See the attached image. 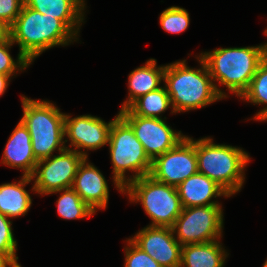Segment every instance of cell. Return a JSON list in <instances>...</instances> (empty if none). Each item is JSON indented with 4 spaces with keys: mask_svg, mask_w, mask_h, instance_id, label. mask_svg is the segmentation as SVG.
I'll return each instance as SVG.
<instances>
[{
    "mask_svg": "<svg viewBox=\"0 0 267 267\" xmlns=\"http://www.w3.org/2000/svg\"><path fill=\"white\" fill-rule=\"evenodd\" d=\"M219 240L183 245L180 267H224L228 252Z\"/></svg>",
    "mask_w": 267,
    "mask_h": 267,
    "instance_id": "cell-19",
    "label": "cell"
},
{
    "mask_svg": "<svg viewBox=\"0 0 267 267\" xmlns=\"http://www.w3.org/2000/svg\"><path fill=\"white\" fill-rule=\"evenodd\" d=\"M107 145L113 165L112 178L118 192L123 194V188L129 182L150 174L152 161L131 126L119 114L113 119ZM126 171L133 175L126 176Z\"/></svg>",
    "mask_w": 267,
    "mask_h": 267,
    "instance_id": "cell-6",
    "label": "cell"
},
{
    "mask_svg": "<svg viewBox=\"0 0 267 267\" xmlns=\"http://www.w3.org/2000/svg\"><path fill=\"white\" fill-rule=\"evenodd\" d=\"M262 267H267V259H266V261L264 262V264H263Z\"/></svg>",
    "mask_w": 267,
    "mask_h": 267,
    "instance_id": "cell-32",
    "label": "cell"
},
{
    "mask_svg": "<svg viewBox=\"0 0 267 267\" xmlns=\"http://www.w3.org/2000/svg\"><path fill=\"white\" fill-rule=\"evenodd\" d=\"M201 68H190L187 60L167 64L164 70L165 87L174 113L204 108L223 97L217 92L205 61L196 57Z\"/></svg>",
    "mask_w": 267,
    "mask_h": 267,
    "instance_id": "cell-3",
    "label": "cell"
},
{
    "mask_svg": "<svg viewBox=\"0 0 267 267\" xmlns=\"http://www.w3.org/2000/svg\"><path fill=\"white\" fill-rule=\"evenodd\" d=\"M132 128L151 161L174 148L186 135L173 130L164 119L134 115L128 108L118 113Z\"/></svg>",
    "mask_w": 267,
    "mask_h": 267,
    "instance_id": "cell-10",
    "label": "cell"
},
{
    "mask_svg": "<svg viewBox=\"0 0 267 267\" xmlns=\"http://www.w3.org/2000/svg\"><path fill=\"white\" fill-rule=\"evenodd\" d=\"M84 157L72 149L65 148L59 155L38 161L31 175L32 191L41 195L72 188L77 169Z\"/></svg>",
    "mask_w": 267,
    "mask_h": 267,
    "instance_id": "cell-9",
    "label": "cell"
},
{
    "mask_svg": "<svg viewBox=\"0 0 267 267\" xmlns=\"http://www.w3.org/2000/svg\"><path fill=\"white\" fill-rule=\"evenodd\" d=\"M10 218L0 213V253L5 255L16 267H21L17 262V240L12 231Z\"/></svg>",
    "mask_w": 267,
    "mask_h": 267,
    "instance_id": "cell-25",
    "label": "cell"
},
{
    "mask_svg": "<svg viewBox=\"0 0 267 267\" xmlns=\"http://www.w3.org/2000/svg\"><path fill=\"white\" fill-rule=\"evenodd\" d=\"M24 5V0H0V20L11 26Z\"/></svg>",
    "mask_w": 267,
    "mask_h": 267,
    "instance_id": "cell-28",
    "label": "cell"
},
{
    "mask_svg": "<svg viewBox=\"0 0 267 267\" xmlns=\"http://www.w3.org/2000/svg\"><path fill=\"white\" fill-rule=\"evenodd\" d=\"M54 193H61L56 201L57 212L65 220L84 219L96 213L80 198L73 188L62 189L50 194Z\"/></svg>",
    "mask_w": 267,
    "mask_h": 267,
    "instance_id": "cell-23",
    "label": "cell"
},
{
    "mask_svg": "<svg viewBox=\"0 0 267 267\" xmlns=\"http://www.w3.org/2000/svg\"><path fill=\"white\" fill-rule=\"evenodd\" d=\"M197 172L195 140L186 136L174 148L152 161L149 175L157 181L177 187Z\"/></svg>",
    "mask_w": 267,
    "mask_h": 267,
    "instance_id": "cell-11",
    "label": "cell"
},
{
    "mask_svg": "<svg viewBox=\"0 0 267 267\" xmlns=\"http://www.w3.org/2000/svg\"><path fill=\"white\" fill-rule=\"evenodd\" d=\"M267 120V116L265 118L262 119V121H266Z\"/></svg>",
    "mask_w": 267,
    "mask_h": 267,
    "instance_id": "cell-34",
    "label": "cell"
},
{
    "mask_svg": "<svg viewBox=\"0 0 267 267\" xmlns=\"http://www.w3.org/2000/svg\"><path fill=\"white\" fill-rule=\"evenodd\" d=\"M10 39L18 44L19 53L31 64L54 46H67L78 41L77 36L61 20L41 14L25 4L10 26Z\"/></svg>",
    "mask_w": 267,
    "mask_h": 267,
    "instance_id": "cell-2",
    "label": "cell"
},
{
    "mask_svg": "<svg viewBox=\"0 0 267 267\" xmlns=\"http://www.w3.org/2000/svg\"><path fill=\"white\" fill-rule=\"evenodd\" d=\"M24 4L41 14L61 20L76 36H79L85 18V0H24Z\"/></svg>",
    "mask_w": 267,
    "mask_h": 267,
    "instance_id": "cell-17",
    "label": "cell"
},
{
    "mask_svg": "<svg viewBox=\"0 0 267 267\" xmlns=\"http://www.w3.org/2000/svg\"><path fill=\"white\" fill-rule=\"evenodd\" d=\"M21 121L31 135L32 151L37 161L49 158L54 151L69 148L65 138V113L48 100L21 96Z\"/></svg>",
    "mask_w": 267,
    "mask_h": 267,
    "instance_id": "cell-5",
    "label": "cell"
},
{
    "mask_svg": "<svg viewBox=\"0 0 267 267\" xmlns=\"http://www.w3.org/2000/svg\"><path fill=\"white\" fill-rule=\"evenodd\" d=\"M87 159L84 158L80 163L72 188L96 212L107 207L109 188L100 170L92 163L87 162Z\"/></svg>",
    "mask_w": 267,
    "mask_h": 267,
    "instance_id": "cell-14",
    "label": "cell"
},
{
    "mask_svg": "<svg viewBox=\"0 0 267 267\" xmlns=\"http://www.w3.org/2000/svg\"><path fill=\"white\" fill-rule=\"evenodd\" d=\"M130 239L162 267H180L182 245L172 227L147 225Z\"/></svg>",
    "mask_w": 267,
    "mask_h": 267,
    "instance_id": "cell-13",
    "label": "cell"
},
{
    "mask_svg": "<svg viewBox=\"0 0 267 267\" xmlns=\"http://www.w3.org/2000/svg\"><path fill=\"white\" fill-rule=\"evenodd\" d=\"M129 201L141 202L152 223L148 226L172 227L183 206L175 186L167 185L145 175L132 180L123 188Z\"/></svg>",
    "mask_w": 267,
    "mask_h": 267,
    "instance_id": "cell-7",
    "label": "cell"
},
{
    "mask_svg": "<svg viewBox=\"0 0 267 267\" xmlns=\"http://www.w3.org/2000/svg\"><path fill=\"white\" fill-rule=\"evenodd\" d=\"M176 189L183 208L221 205L215 200L212 201V198L230 197L216 182L199 172L180 183Z\"/></svg>",
    "mask_w": 267,
    "mask_h": 267,
    "instance_id": "cell-16",
    "label": "cell"
},
{
    "mask_svg": "<svg viewBox=\"0 0 267 267\" xmlns=\"http://www.w3.org/2000/svg\"><path fill=\"white\" fill-rule=\"evenodd\" d=\"M165 66H157L156 59L150 58L145 65L133 70L128 77L129 96L121 110L127 109L139 97L160 88Z\"/></svg>",
    "mask_w": 267,
    "mask_h": 267,
    "instance_id": "cell-18",
    "label": "cell"
},
{
    "mask_svg": "<svg viewBox=\"0 0 267 267\" xmlns=\"http://www.w3.org/2000/svg\"><path fill=\"white\" fill-rule=\"evenodd\" d=\"M240 98L254 105H265L252 119L262 121L267 116V57L259 65L248 89Z\"/></svg>",
    "mask_w": 267,
    "mask_h": 267,
    "instance_id": "cell-22",
    "label": "cell"
},
{
    "mask_svg": "<svg viewBox=\"0 0 267 267\" xmlns=\"http://www.w3.org/2000/svg\"><path fill=\"white\" fill-rule=\"evenodd\" d=\"M10 38V26L0 20V44Z\"/></svg>",
    "mask_w": 267,
    "mask_h": 267,
    "instance_id": "cell-29",
    "label": "cell"
},
{
    "mask_svg": "<svg viewBox=\"0 0 267 267\" xmlns=\"http://www.w3.org/2000/svg\"><path fill=\"white\" fill-rule=\"evenodd\" d=\"M206 63L217 92L228 97L216 81L229 92L241 97L248 89L259 65L267 57V43L233 48H217L199 55Z\"/></svg>",
    "mask_w": 267,
    "mask_h": 267,
    "instance_id": "cell-1",
    "label": "cell"
},
{
    "mask_svg": "<svg viewBox=\"0 0 267 267\" xmlns=\"http://www.w3.org/2000/svg\"><path fill=\"white\" fill-rule=\"evenodd\" d=\"M11 76L4 75L0 73V96H2L5 92L7 87L9 86Z\"/></svg>",
    "mask_w": 267,
    "mask_h": 267,
    "instance_id": "cell-30",
    "label": "cell"
},
{
    "mask_svg": "<svg viewBox=\"0 0 267 267\" xmlns=\"http://www.w3.org/2000/svg\"><path fill=\"white\" fill-rule=\"evenodd\" d=\"M223 213L221 205L183 208L172 226L174 236L182 246L220 240Z\"/></svg>",
    "mask_w": 267,
    "mask_h": 267,
    "instance_id": "cell-8",
    "label": "cell"
},
{
    "mask_svg": "<svg viewBox=\"0 0 267 267\" xmlns=\"http://www.w3.org/2000/svg\"><path fill=\"white\" fill-rule=\"evenodd\" d=\"M159 23L166 32L180 34L188 29L190 16L186 9L179 6H171L161 12Z\"/></svg>",
    "mask_w": 267,
    "mask_h": 267,
    "instance_id": "cell-24",
    "label": "cell"
},
{
    "mask_svg": "<svg viewBox=\"0 0 267 267\" xmlns=\"http://www.w3.org/2000/svg\"><path fill=\"white\" fill-rule=\"evenodd\" d=\"M0 267H16L5 255L0 253Z\"/></svg>",
    "mask_w": 267,
    "mask_h": 267,
    "instance_id": "cell-31",
    "label": "cell"
},
{
    "mask_svg": "<svg viewBox=\"0 0 267 267\" xmlns=\"http://www.w3.org/2000/svg\"><path fill=\"white\" fill-rule=\"evenodd\" d=\"M2 164L23 170L24 176H31L36 160L31 143V135L20 120L11 133L2 155Z\"/></svg>",
    "mask_w": 267,
    "mask_h": 267,
    "instance_id": "cell-15",
    "label": "cell"
},
{
    "mask_svg": "<svg viewBox=\"0 0 267 267\" xmlns=\"http://www.w3.org/2000/svg\"><path fill=\"white\" fill-rule=\"evenodd\" d=\"M14 43L9 38L6 42L0 44V73L9 76H16L19 71H24L31 64L21 53H18L15 61L10 55L9 50Z\"/></svg>",
    "mask_w": 267,
    "mask_h": 267,
    "instance_id": "cell-26",
    "label": "cell"
},
{
    "mask_svg": "<svg viewBox=\"0 0 267 267\" xmlns=\"http://www.w3.org/2000/svg\"><path fill=\"white\" fill-rule=\"evenodd\" d=\"M124 267H162L149 254L139 248L130 238L126 240Z\"/></svg>",
    "mask_w": 267,
    "mask_h": 267,
    "instance_id": "cell-27",
    "label": "cell"
},
{
    "mask_svg": "<svg viewBox=\"0 0 267 267\" xmlns=\"http://www.w3.org/2000/svg\"><path fill=\"white\" fill-rule=\"evenodd\" d=\"M112 123L113 120L107 123L100 117L88 114L74 118L65 114V142L70 141L68 149L74 147L72 150L88 158L86 150L100 149L108 144Z\"/></svg>",
    "mask_w": 267,
    "mask_h": 267,
    "instance_id": "cell-12",
    "label": "cell"
},
{
    "mask_svg": "<svg viewBox=\"0 0 267 267\" xmlns=\"http://www.w3.org/2000/svg\"><path fill=\"white\" fill-rule=\"evenodd\" d=\"M198 172L216 182L230 196L243 187L250 157L242 148L216 144L212 138L195 140Z\"/></svg>",
    "mask_w": 267,
    "mask_h": 267,
    "instance_id": "cell-4",
    "label": "cell"
},
{
    "mask_svg": "<svg viewBox=\"0 0 267 267\" xmlns=\"http://www.w3.org/2000/svg\"><path fill=\"white\" fill-rule=\"evenodd\" d=\"M264 34L267 35V28L264 30Z\"/></svg>",
    "mask_w": 267,
    "mask_h": 267,
    "instance_id": "cell-33",
    "label": "cell"
},
{
    "mask_svg": "<svg viewBox=\"0 0 267 267\" xmlns=\"http://www.w3.org/2000/svg\"><path fill=\"white\" fill-rule=\"evenodd\" d=\"M169 107L173 114L174 112L172 110L170 96L164 85V87L161 86L160 88L139 97L128 107V109L137 116L161 119L162 113H165Z\"/></svg>",
    "mask_w": 267,
    "mask_h": 267,
    "instance_id": "cell-21",
    "label": "cell"
},
{
    "mask_svg": "<svg viewBox=\"0 0 267 267\" xmlns=\"http://www.w3.org/2000/svg\"><path fill=\"white\" fill-rule=\"evenodd\" d=\"M31 176L22 175L17 182L0 185V213L12 219L26 215L29 211L32 198L25 186L31 182Z\"/></svg>",
    "mask_w": 267,
    "mask_h": 267,
    "instance_id": "cell-20",
    "label": "cell"
}]
</instances>
